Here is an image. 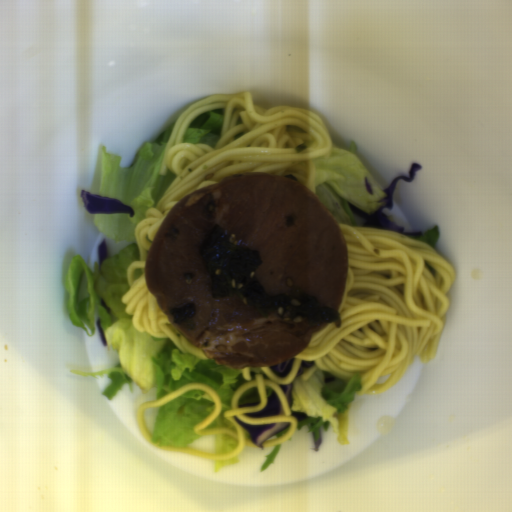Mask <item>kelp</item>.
Masks as SVG:
<instances>
[{
  "label": "kelp",
  "mask_w": 512,
  "mask_h": 512,
  "mask_svg": "<svg viewBox=\"0 0 512 512\" xmlns=\"http://www.w3.org/2000/svg\"><path fill=\"white\" fill-rule=\"evenodd\" d=\"M208 291L212 298H231L241 310L258 318L286 315L342 327L339 308L323 306L303 293L270 294L256 279L258 252L240 248L218 227L201 242Z\"/></svg>",
  "instance_id": "99668d17"
},
{
  "label": "kelp",
  "mask_w": 512,
  "mask_h": 512,
  "mask_svg": "<svg viewBox=\"0 0 512 512\" xmlns=\"http://www.w3.org/2000/svg\"><path fill=\"white\" fill-rule=\"evenodd\" d=\"M422 166L421 164L414 162L409 167V175L408 176H397L391 184L384 189V194L386 198L383 200V206L379 208L378 210L374 211L371 214H368L361 210L358 206L355 204H352L348 202L347 206L352 214H354L359 222L361 223L362 227L367 228H376V229H385L393 232H397L399 234H402L406 237H411L415 239H419L422 235V231H413V232H404L405 227L400 226L394 222H392L386 215V213L383 211L384 209L387 210H393L394 208V192L395 187L398 181L403 180L406 183H411L413 179L415 178V173L418 170H421Z\"/></svg>",
  "instance_id": "cf089659"
}]
</instances>
